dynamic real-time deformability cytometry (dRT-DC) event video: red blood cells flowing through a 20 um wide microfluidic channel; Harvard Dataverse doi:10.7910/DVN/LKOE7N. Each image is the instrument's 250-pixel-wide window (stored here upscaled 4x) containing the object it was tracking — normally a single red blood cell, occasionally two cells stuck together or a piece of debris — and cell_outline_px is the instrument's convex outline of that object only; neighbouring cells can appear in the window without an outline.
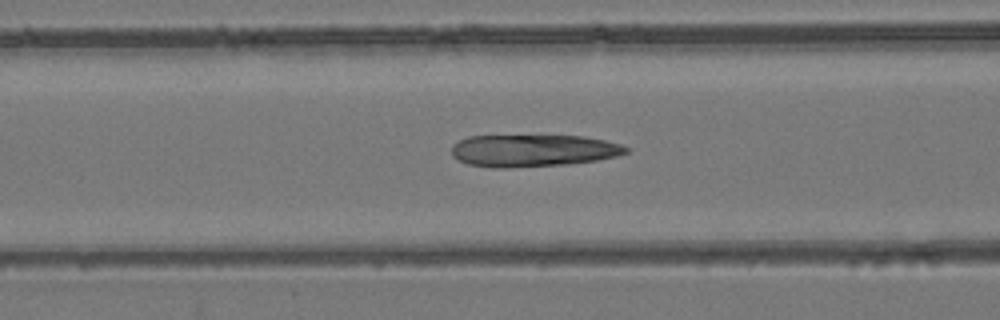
{"species": "common noctule bat (a hibernating species)", "species_latin": "Nyctalus noctula", "temperature_condition": "room temperature", "stored_images_in_passage": 53, "camera_frame_rate_fps": 3000, "um_per_image_px": 0.085, "animal": {"sex": "female", "body_mass_g": 24.6, "forearm_length_mm": 56.2}, "frame": {"image": 1, "passage_image": 21, "time_ms": 6.667, "image_size_px": [1000, 320], "cell_outline_px": [[632, 148], [628, 152], [616, 156], [596, 160], [568, 164], [508, 168], [492, 168], [468, 164], [452, 156], [452, 144], [468, 136], [584, 136], [604, 140], [620, 144]], "centroid_in_image_um": [45.31, 12.8], "position_along_channel_um": 121.3, "area_um2": 32.77}}
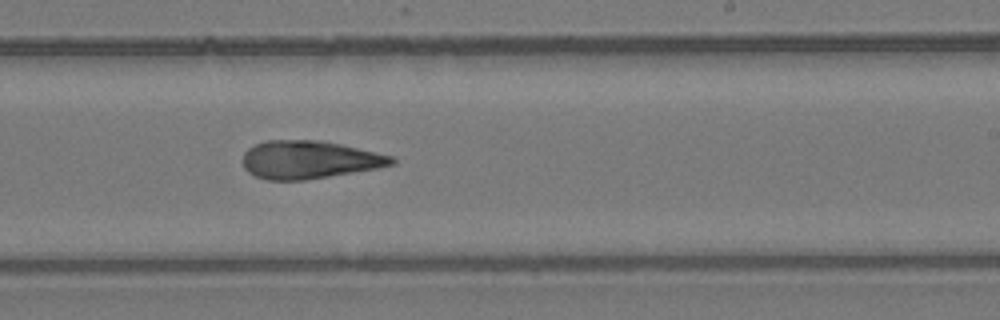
{"frame": {"image": 2, "passage_image": 32, "time_ms": 10.333, "image_size_px": [1000, 320], "cell_outline_px": [[396, 164], [376, 168], [304, 180], [268, 180], [256, 176], [248, 172], [244, 168], [244, 152], [248, 148], [264, 140], [320, 140], [340, 144], [392, 156], [396, 160]], "centroid_in_image_um": [26.26, 13.57], "position_along_channel_um": 262.7, "area_um2": 32.66}}
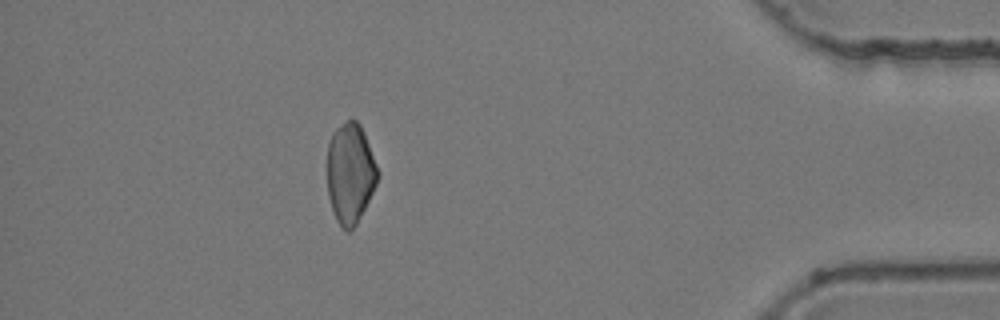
{"frame": {"image": 3, "passage_image": 47, "time_ms": 15.333, "image_size_px": [1000, 320], "cell_outline_px": [[380, 172], [376, 184], [356, 224], [348, 232], [336, 220], [328, 196], [328, 144], [332, 132], [336, 128], [352, 116], [360, 124], [364, 132]], "centroid_in_image_um": [29.77, 14.67], "position_along_channel_um": 405.4, "area_um2": 29.36}}